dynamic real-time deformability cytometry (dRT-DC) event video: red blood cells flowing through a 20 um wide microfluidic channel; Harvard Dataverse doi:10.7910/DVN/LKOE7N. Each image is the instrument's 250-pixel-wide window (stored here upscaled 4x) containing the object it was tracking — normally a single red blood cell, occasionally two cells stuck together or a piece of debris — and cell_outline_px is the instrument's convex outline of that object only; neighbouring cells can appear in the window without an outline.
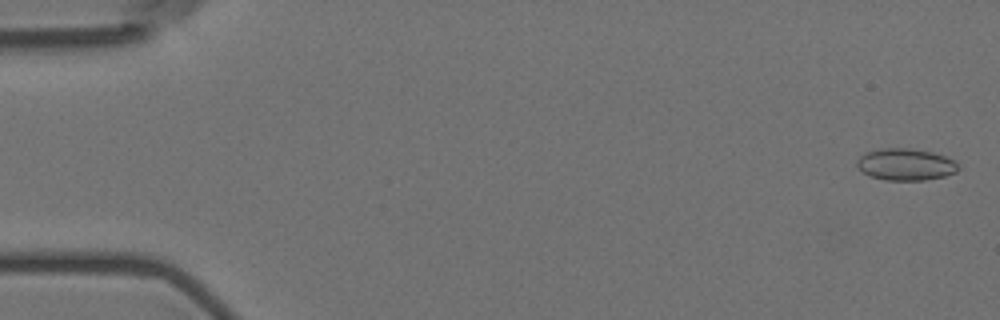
{"species": "Egyptian fruit bat (a non-hibernating species)", "species_latin": "Rousettus aegyptiacus", "temperature_condition": "room temperature", "stored_images_in_passage": 57, "camera_frame_rate_fps": 3000, "um_per_image_px": 0.085, "animal": {"sex": "female"}, "frame": {"image": 1, "passage_image": 2, "time_ms": 0.333, "image_size_px": [1000, 320], "cell_outline_px": [[960, 168], [956, 172], [944, 176], [924, 180], [884, 180], [872, 176], [864, 172], [856, 164], [856, 160], [864, 152], [880, 148], [908, 148], [932, 152], [944, 156], [960, 164]], "centroid_in_image_um": [76.98, 13.97], "position_along_channel_um": 8.0, "area_um2": 18.79}}
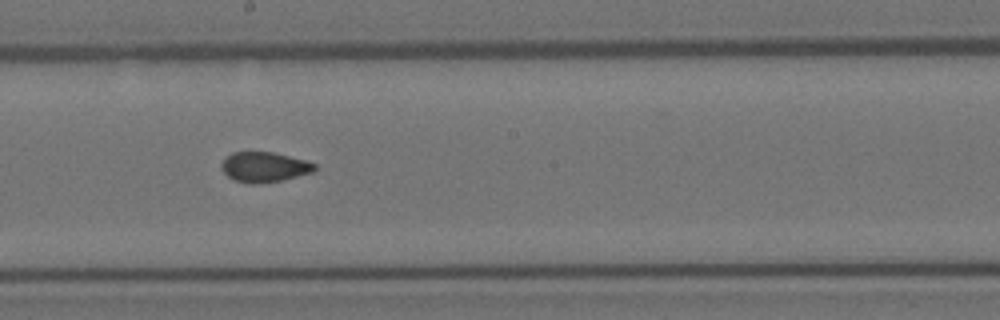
{"frame": {"image": 2, "passage_image": 32, "time_ms": 10.333, "image_size_px": [1000, 320], "cell_outline_px": [[316, 172], [280, 180], [252, 184], [232, 180], [220, 168], [220, 164], [232, 152], [272, 152], [304, 160], [316, 164]], "centroid_in_image_um": [22.46, 14.2], "position_along_channel_um": 225.7, "area_um2": 16.24}}
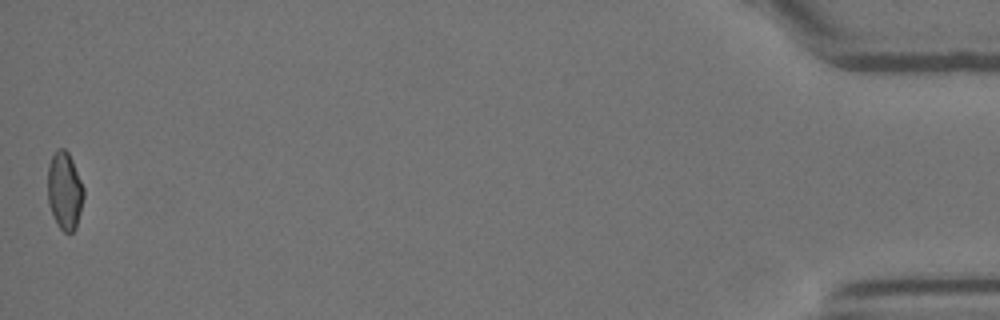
{"frame": {"image": 3, "passage_image": 57, "time_ms": 18.667, "image_size_px": [1000, 320], "cell_outline_px": [[84, 196], [76, 228], [72, 232], [64, 232], [56, 224], [52, 216], [48, 204], [48, 164], [56, 148], [64, 148], [68, 152], [72, 160], [84, 188]], "centroid_in_image_um": [5.48, 16.22], "position_along_channel_um": 429.7, "area_um2": 16.42}, "authors_computed_cell_mechanics": {"area_um2": 16.9354, "velocity_mm_per_s": 3.5881, "shape_relaxation_time_tau1_ms": null, "shape_relaxation_time_tau2_ms": 1.2451, "deformation_change_tau1": null, "deformation_change_tau2": 0.0522}}